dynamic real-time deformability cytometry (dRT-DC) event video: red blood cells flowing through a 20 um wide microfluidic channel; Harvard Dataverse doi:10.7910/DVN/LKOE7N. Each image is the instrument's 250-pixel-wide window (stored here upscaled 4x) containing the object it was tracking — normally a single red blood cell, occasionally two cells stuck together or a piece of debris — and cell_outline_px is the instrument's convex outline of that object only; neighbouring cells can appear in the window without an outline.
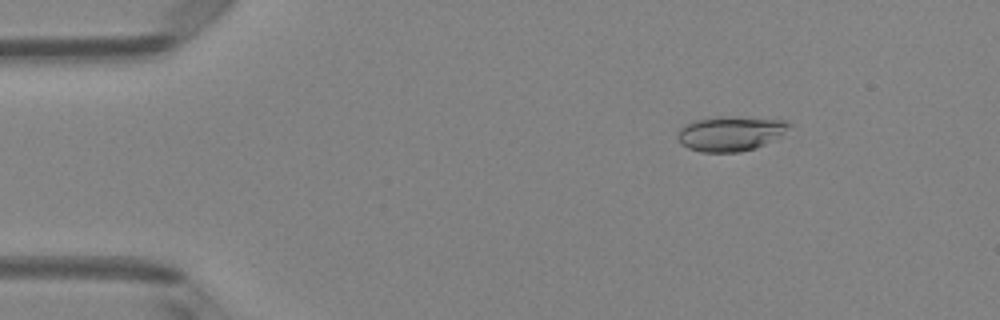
{"species": "Egyptian fruit bat (a non-hibernating species)", "species_latin": "Rousettus aegyptiacus", "temperature_condition": "room temperature", "stored_images_in_passage": 5, "camera_frame_rate_fps": 3000, "um_per_image_px": 0.085, "animal": {"sex": "female"}, "frame": {"image": 1, "passage_image": 5, "time_ms": 1.333, "image_size_px": [1000, 320], "cell_outline_px": [[792, 124], [784, 136], [756, 148], [740, 152], [700, 152], [688, 148], [676, 136], [680, 128], [684, 124], [696, 120], [716, 116], [736, 116], [784, 120]], "centroid_in_image_um": [62.14, 11.34], "position_along_channel_um": 22.9, "area_um2": 23.0}}